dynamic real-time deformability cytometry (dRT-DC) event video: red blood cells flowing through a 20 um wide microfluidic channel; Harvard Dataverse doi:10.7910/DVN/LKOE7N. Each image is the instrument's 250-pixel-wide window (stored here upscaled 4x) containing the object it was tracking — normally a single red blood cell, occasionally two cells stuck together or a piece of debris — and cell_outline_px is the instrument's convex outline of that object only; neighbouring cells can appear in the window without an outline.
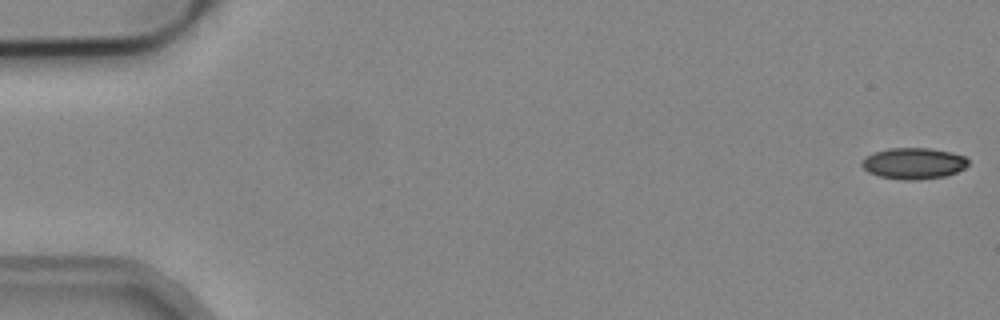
{"species": "common noctule bat (a hibernating species)", "species_latin": "Nyctalus noctula", "temperature_condition": "cold", "stored_images_in_passage": 54, "camera_frame_rate_fps": 3000, "um_per_image_px": 0.085, "animal": {"sex": "male", "body_mass_g": 19.2, "forearm_length_mm": 51.8}, "frame": {"image": 1, "passage_image": 1, "time_ms": 0.0, "image_size_px": [1000, 320], "cell_outline_px": [[968, 164], [964, 168], [956, 172], [944, 176], [916, 180], [904, 180], [880, 176], [868, 172], [860, 164], [860, 160], [864, 156], [872, 152], [888, 148], [928, 148], [952, 152], [964, 156], [968, 160]], "centroid_in_image_um": [77.61, 13.87], "position_along_channel_um": 7.4, "area_um2": 19.48}}
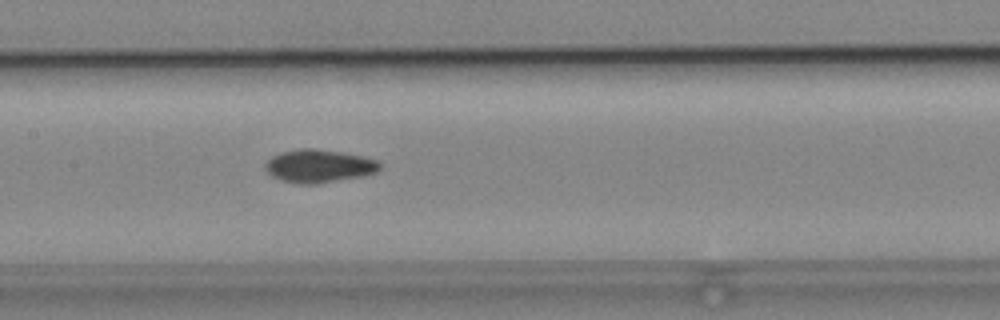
{"frame": {"image": 2, "passage_image": 26, "time_ms": 8.333, "image_size_px": [1000, 320], "cell_outline_px": [[380, 168], [376, 172], [364, 176], [332, 180], [280, 180], [272, 176], [264, 168], [264, 164], [272, 156], [280, 152], [304, 148], [312, 148], [340, 152], [364, 156], [376, 160], [380, 164]], "centroid_in_image_um": [27.12, 14.04], "position_along_channel_um": 180.3, "area_um2": 20.87}}
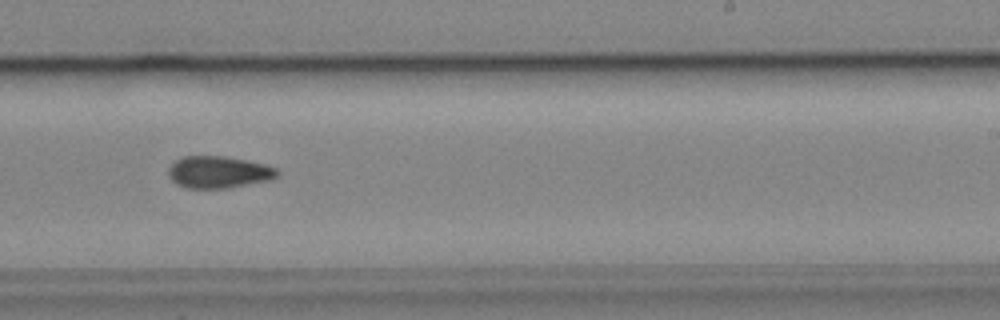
{"frame": {"image": 3, "passage_image": 33, "time_ms": 10.667, "image_size_px": [1000, 320], "cell_outline_px": [[280, 172], [276, 176], [268, 180], [228, 188], [188, 188], [176, 184], [168, 176], [168, 168], [180, 156], [224, 156], [264, 164], [276, 168]], "centroid_in_image_um": [18.54, 14.63], "position_along_channel_um": 270.5, "area_um2": 20.17}, "authors_computed_cell_mechanics": {"area_um2": 19.8254, "velocity_mm_per_s": 3.8876, "shape_relaxation_time_tau1_ms": null, "shape_relaxation_time_tau2_ms": 9.2333, "deformation_change_tau1": null, "deformation_change_tau2": 0.1615}}